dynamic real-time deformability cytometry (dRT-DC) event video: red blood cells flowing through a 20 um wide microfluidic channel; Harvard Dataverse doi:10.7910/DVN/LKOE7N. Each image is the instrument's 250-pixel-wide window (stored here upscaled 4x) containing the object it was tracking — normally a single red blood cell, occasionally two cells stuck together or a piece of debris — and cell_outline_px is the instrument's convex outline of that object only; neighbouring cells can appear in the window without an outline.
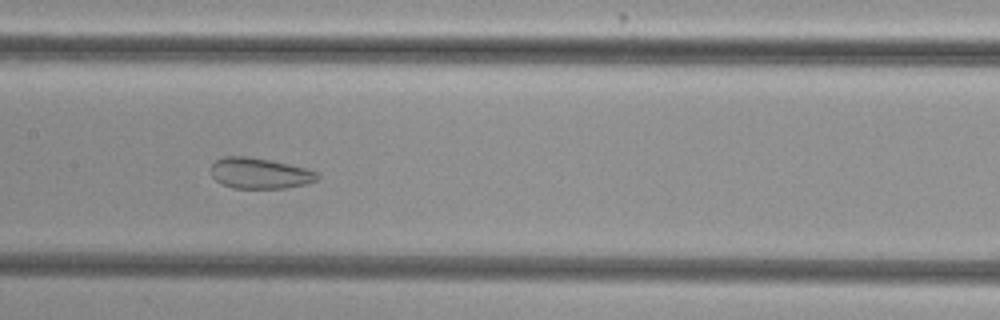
{"species": "common noctule bat (a hibernating species)", "species_latin": "Nyctalus noctula", "temperature_condition": "cold", "stored_images_in_passage": 51, "camera_frame_rate_fps": 3000, "um_per_image_px": 0.085, "animal": {"sex": "female", "body_mass_g": 29.2, "forearm_length_mm": 56.3}, "frame": {"image": 1, "passage_image": 24, "time_ms": 7.667, "image_size_px": [1000, 320], "cell_outline_px": [[320, 176], [316, 180], [304, 184], [284, 188], [232, 188], [216, 180], [212, 176], [212, 164], [216, 160], [224, 156], [248, 156], [272, 160], [304, 168], [316, 172]], "centroid_in_image_um": [22.06, 14.72], "position_along_channel_um": 185.3, "area_um2": 18.9}}
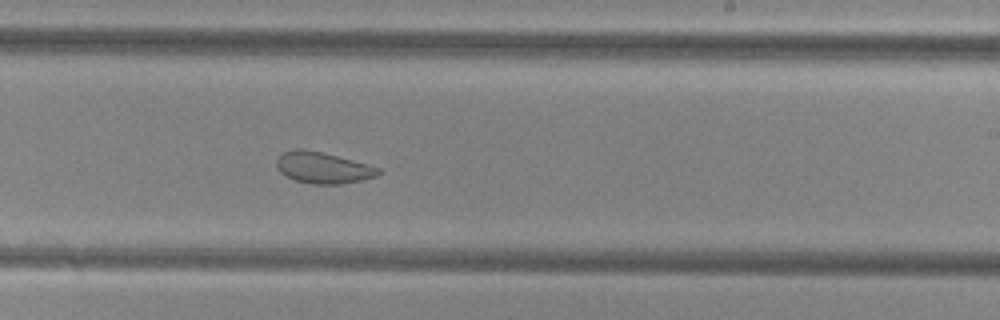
{"frame": {"image": 2, "passage_image": 30, "time_ms": 9.667, "image_size_px": [1000, 320], "cell_outline_px": [[380, 172], [376, 176], [360, 180], [340, 184], [312, 184], [292, 180], [284, 176], [280, 172], [276, 164], [276, 160], [284, 152], [296, 148], [300, 148], [320, 152], [368, 164], [380, 168]], "centroid_in_image_um": [27.41, 14.27], "position_along_channel_um": 261.6, "area_um2": 18.44}}
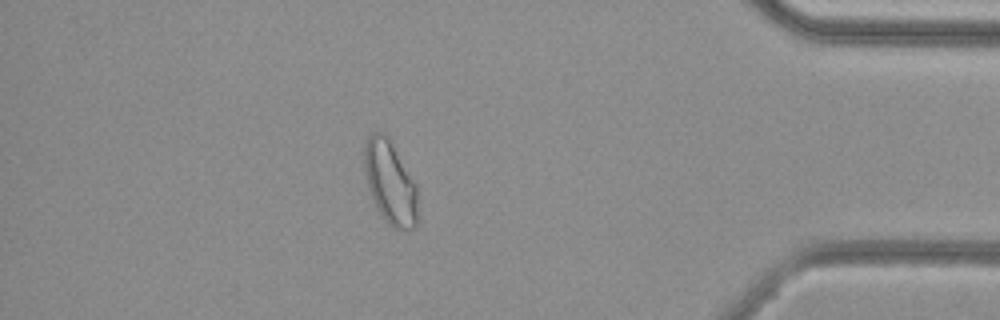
{"frame": {"image": 3, "passage_image": 44, "time_ms": 14.333, "image_size_px": [1000, 320], "cell_outline_px": [[416, 224], [412, 228], [392, 228], [388, 224], [376, 208], [368, 188], [364, 168], [364, 144], [368, 136], [372, 132], [384, 132], [392, 144], [416, 184]], "centroid_in_image_um": [33.12, 15.49], "position_along_channel_um": 402.1, "area_um2": 25.55}, "authors_computed_cell_mechanics": {"area_um2": 25.0852, "velocity_mm_per_s": 3.8237, "shape_relaxation_time_tau1_ms": null, "shape_relaxation_time_tau2_ms": 1.3169, "deformation_change_tau1": null, "deformation_change_tau2": 0.0767}}